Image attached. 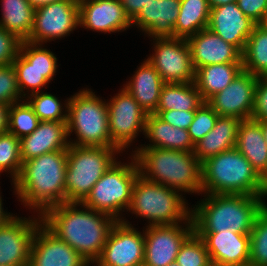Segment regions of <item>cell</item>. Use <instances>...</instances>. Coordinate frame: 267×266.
<instances>
[{"label": "cell", "instance_id": "1", "mask_svg": "<svg viewBox=\"0 0 267 266\" xmlns=\"http://www.w3.org/2000/svg\"><path fill=\"white\" fill-rule=\"evenodd\" d=\"M80 205L85 210L78 209ZM41 218L54 235L71 246L88 264H94L99 258L109 232L117 222L112 216L77 202L48 208Z\"/></svg>", "mask_w": 267, "mask_h": 266}, {"label": "cell", "instance_id": "2", "mask_svg": "<svg viewBox=\"0 0 267 266\" xmlns=\"http://www.w3.org/2000/svg\"><path fill=\"white\" fill-rule=\"evenodd\" d=\"M67 150H56L22 163L13 182L20 201L40 216L55 205L66 203ZM37 208V209H36Z\"/></svg>", "mask_w": 267, "mask_h": 266}, {"label": "cell", "instance_id": "3", "mask_svg": "<svg viewBox=\"0 0 267 266\" xmlns=\"http://www.w3.org/2000/svg\"><path fill=\"white\" fill-rule=\"evenodd\" d=\"M191 217L196 233L232 231L250 234L259 211L265 206L260 196L208 194Z\"/></svg>", "mask_w": 267, "mask_h": 266}, {"label": "cell", "instance_id": "4", "mask_svg": "<svg viewBox=\"0 0 267 266\" xmlns=\"http://www.w3.org/2000/svg\"><path fill=\"white\" fill-rule=\"evenodd\" d=\"M132 156L145 179L178 191L202 192V163L194 152L141 147Z\"/></svg>", "mask_w": 267, "mask_h": 266}, {"label": "cell", "instance_id": "5", "mask_svg": "<svg viewBox=\"0 0 267 266\" xmlns=\"http://www.w3.org/2000/svg\"><path fill=\"white\" fill-rule=\"evenodd\" d=\"M202 192L260 196V176L234 147L202 163Z\"/></svg>", "mask_w": 267, "mask_h": 266}, {"label": "cell", "instance_id": "6", "mask_svg": "<svg viewBox=\"0 0 267 266\" xmlns=\"http://www.w3.org/2000/svg\"><path fill=\"white\" fill-rule=\"evenodd\" d=\"M64 103L67 109V136L74 131L76 141L69 145L116 147L109 134L107 103L90 89L80 90Z\"/></svg>", "mask_w": 267, "mask_h": 266}, {"label": "cell", "instance_id": "7", "mask_svg": "<svg viewBox=\"0 0 267 266\" xmlns=\"http://www.w3.org/2000/svg\"><path fill=\"white\" fill-rule=\"evenodd\" d=\"M170 187L151 182L140 174L132 189L128 208L132 214L149 220V225H176L181 221H193L192 210L186 207L182 194Z\"/></svg>", "mask_w": 267, "mask_h": 266}, {"label": "cell", "instance_id": "8", "mask_svg": "<svg viewBox=\"0 0 267 266\" xmlns=\"http://www.w3.org/2000/svg\"><path fill=\"white\" fill-rule=\"evenodd\" d=\"M117 147L69 145L65 172L66 202L81 203L116 161ZM114 155V156H113Z\"/></svg>", "mask_w": 267, "mask_h": 266}, {"label": "cell", "instance_id": "9", "mask_svg": "<svg viewBox=\"0 0 267 266\" xmlns=\"http://www.w3.org/2000/svg\"><path fill=\"white\" fill-rule=\"evenodd\" d=\"M132 158L133 160L129 164L115 161L93 186L81 204L112 216L116 221H121L119 212L122 209L128 211L133 185L139 175L136 160L134 156Z\"/></svg>", "mask_w": 267, "mask_h": 266}, {"label": "cell", "instance_id": "10", "mask_svg": "<svg viewBox=\"0 0 267 266\" xmlns=\"http://www.w3.org/2000/svg\"><path fill=\"white\" fill-rule=\"evenodd\" d=\"M155 49L147 60L156 69L164 83L195 81L189 44L185 38H155Z\"/></svg>", "mask_w": 267, "mask_h": 266}, {"label": "cell", "instance_id": "11", "mask_svg": "<svg viewBox=\"0 0 267 266\" xmlns=\"http://www.w3.org/2000/svg\"><path fill=\"white\" fill-rule=\"evenodd\" d=\"M126 219L117 221L111 228L96 266H143L144 231L134 229Z\"/></svg>", "mask_w": 267, "mask_h": 266}, {"label": "cell", "instance_id": "12", "mask_svg": "<svg viewBox=\"0 0 267 266\" xmlns=\"http://www.w3.org/2000/svg\"><path fill=\"white\" fill-rule=\"evenodd\" d=\"M107 109L111 141L122 152L139 132H145L148 114L124 88L107 102Z\"/></svg>", "mask_w": 267, "mask_h": 266}, {"label": "cell", "instance_id": "13", "mask_svg": "<svg viewBox=\"0 0 267 266\" xmlns=\"http://www.w3.org/2000/svg\"><path fill=\"white\" fill-rule=\"evenodd\" d=\"M79 25V1L61 0L35 9L32 31L26 41L43 44L70 34Z\"/></svg>", "mask_w": 267, "mask_h": 266}, {"label": "cell", "instance_id": "14", "mask_svg": "<svg viewBox=\"0 0 267 266\" xmlns=\"http://www.w3.org/2000/svg\"><path fill=\"white\" fill-rule=\"evenodd\" d=\"M185 225V228L179 223L147 226L143 266H168L176 261L180 246L194 231L193 221H187Z\"/></svg>", "mask_w": 267, "mask_h": 266}, {"label": "cell", "instance_id": "15", "mask_svg": "<svg viewBox=\"0 0 267 266\" xmlns=\"http://www.w3.org/2000/svg\"><path fill=\"white\" fill-rule=\"evenodd\" d=\"M37 219L13 216L0 226V265H29L35 231L42 223L41 216Z\"/></svg>", "mask_w": 267, "mask_h": 266}, {"label": "cell", "instance_id": "16", "mask_svg": "<svg viewBox=\"0 0 267 266\" xmlns=\"http://www.w3.org/2000/svg\"><path fill=\"white\" fill-rule=\"evenodd\" d=\"M259 77L242 70L221 92L207 103L220 116H232L240 120L252 118L255 89Z\"/></svg>", "mask_w": 267, "mask_h": 266}, {"label": "cell", "instance_id": "17", "mask_svg": "<svg viewBox=\"0 0 267 266\" xmlns=\"http://www.w3.org/2000/svg\"><path fill=\"white\" fill-rule=\"evenodd\" d=\"M71 246L41 223L32 242L28 266H89Z\"/></svg>", "mask_w": 267, "mask_h": 266}, {"label": "cell", "instance_id": "18", "mask_svg": "<svg viewBox=\"0 0 267 266\" xmlns=\"http://www.w3.org/2000/svg\"><path fill=\"white\" fill-rule=\"evenodd\" d=\"M197 234L204 241L212 266H249L250 234L230 230Z\"/></svg>", "mask_w": 267, "mask_h": 266}, {"label": "cell", "instance_id": "19", "mask_svg": "<svg viewBox=\"0 0 267 266\" xmlns=\"http://www.w3.org/2000/svg\"><path fill=\"white\" fill-rule=\"evenodd\" d=\"M79 26L104 33L126 30L132 21L120 0H78Z\"/></svg>", "mask_w": 267, "mask_h": 266}, {"label": "cell", "instance_id": "20", "mask_svg": "<svg viewBox=\"0 0 267 266\" xmlns=\"http://www.w3.org/2000/svg\"><path fill=\"white\" fill-rule=\"evenodd\" d=\"M255 25L233 2L211 9L207 28L243 53Z\"/></svg>", "mask_w": 267, "mask_h": 266}, {"label": "cell", "instance_id": "21", "mask_svg": "<svg viewBox=\"0 0 267 266\" xmlns=\"http://www.w3.org/2000/svg\"><path fill=\"white\" fill-rule=\"evenodd\" d=\"M186 40L195 71L211 64L242 62V53L208 28L202 29Z\"/></svg>", "mask_w": 267, "mask_h": 266}, {"label": "cell", "instance_id": "22", "mask_svg": "<svg viewBox=\"0 0 267 266\" xmlns=\"http://www.w3.org/2000/svg\"><path fill=\"white\" fill-rule=\"evenodd\" d=\"M67 121H40L38 127L20 139L22 163L45 153L68 150Z\"/></svg>", "mask_w": 267, "mask_h": 266}, {"label": "cell", "instance_id": "23", "mask_svg": "<svg viewBox=\"0 0 267 266\" xmlns=\"http://www.w3.org/2000/svg\"><path fill=\"white\" fill-rule=\"evenodd\" d=\"M180 0H154L144 5L132 20L145 34L155 38H174Z\"/></svg>", "mask_w": 267, "mask_h": 266}, {"label": "cell", "instance_id": "24", "mask_svg": "<svg viewBox=\"0 0 267 266\" xmlns=\"http://www.w3.org/2000/svg\"><path fill=\"white\" fill-rule=\"evenodd\" d=\"M164 84L156 69L145 59L124 89L147 114H154Z\"/></svg>", "mask_w": 267, "mask_h": 266}, {"label": "cell", "instance_id": "25", "mask_svg": "<svg viewBox=\"0 0 267 266\" xmlns=\"http://www.w3.org/2000/svg\"><path fill=\"white\" fill-rule=\"evenodd\" d=\"M241 121L232 116H218L214 128L195 144L194 154L201 163L236 146Z\"/></svg>", "mask_w": 267, "mask_h": 266}, {"label": "cell", "instance_id": "26", "mask_svg": "<svg viewBox=\"0 0 267 266\" xmlns=\"http://www.w3.org/2000/svg\"><path fill=\"white\" fill-rule=\"evenodd\" d=\"M235 148L251 163L259 176L267 170V143L260 121L253 118L241 121Z\"/></svg>", "mask_w": 267, "mask_h": 266}, {"label": "cell", "instance_id": "27", "mask_svg": "<svg viewBox=\"0 0 267 266\" xmlns=\"http://www.w3.org/2000/svg\"><path fill=\"white\" fill-rule=\"evenodd\" d=\"M144 134L150 138L149 142L152 144L143 147L194 152L195 145L190 139L188 130L174 127L156 114L147 115Z\"/></svg>", "mask_w": 267, "mask_h": 266}, {"label": "cell", "instance_id": "28", "mask_svg": "<svg viewBox=\"0 0 267 266\" xmlns=\"http://www.w3.org/2000/svg\"><path fill=\"white\" fill-rule=\"evenodd\" d=\"M243 70L242 62L211 64L195 71V85L201 98L207 102L216 93L226 88Z\"/></svg>", "mask_w": 267, "mask_h": 266}, {"label": "cell", "instance_id": "29", "mask_svg": "<svg viewBox=\"0 0 267 266\" xmlns=\"http://www.w3.org/2000/svg\"><path fill=\"white\" fill-rule=\"evenodd\" d=\"M210 11L208 0H180L174 37L187 39L207 28Z\"/></svg>", "mask_w": 267, "mask_h": 266}, {"label": "cell", "instance_id": "30", "mask_svg": "<svg viewBox=\"0 0 267 266\" xmlns=\"http://www.w3.org/2000/svg\"><path fill=\"white\" fill-rule=\"evenodd\" d=\"M0 26L26 41L32 31L35 8L28 0H1Z\"/></svg>", "mask_w": 267, "mask_h": 266}, {"label": "cell", "instance_id": "31", "mask_svg": "<svg viewBox=\"0 0 267 266\" xmlns=\"http://www.w3.org/2000/svg\"><path fill=\"white\" fill-rule=\"evenodd\" d=\"M204 103L194 82L165 83L156 110L196 111Z\"/></svg>", "mask_w": 267, "mask_h": 266}, {"label": "cell", "instance_id": "32", "mask_svg": "<svg viewBox=\"0 0 267 266\" xmlns=\"http://www.w3.org/2000/svg\"><path fill=\"white\" fill-rule=\"evenodd\" d=\"M242 64L244 71L257 77H267V32L258 24L247 39Z\"/></svg>", "mask_w": 267, "mask_h": 266}, {"label": "cell", "instance_id": "33", "mask_svg": "<svg viewBox=\"0 0 267 266\" xmlns=\"http://www.w3.org/2000/svg\"><path fill=\"white\" fill-rule=\"evenodd\" d=\"M13 66L16 70L17 84L22 97L26 95L24 89L29 91L31 88V94L41 92L40 89L47 85L56 73V70L36 69L20 53L14 60Z\"/></svg>", "mask_w": 267, "mask_h": 266}, {"label": "cell", "instance_id": "34", "mask_svg": "<svg viewBox=\"0 0 267 266\" xmlns=\"http://www.w3.org/2000/svg\"><path fill=\"white\" fill-rule=\"evenodd\" d=\"M24 101L11 104L8 112V132L19 139L30 135L40 122L33 108Z\"/></svg>", "mask_w": 267, "mask_h": 266}, {"label": "cell", "instance_id": "35", "mask_svg": "<svg viewBox=\"0 0 267 266\" xmlns=\"http://www.w3.org/2000/svg\"><path fill=\"white\" fill-rule=\"evenodd\" d=\"M249 266H267V204L259 211L250 232Z\"/></svg>", "mask_w": 267, "mask_h": 266}, {"label": "cell", "instance_id": "36", "mask_svg": "<svg viewBox=\"0 0 267 266\" xmlns=\"http://www.w3.org/2000/svg\"><path fill=\"white\" fill-rule=\"evenodd\" d=\"M176 261L180 266H212L204 241L195 231L180 246Z\"/></svg>", "mask_w": 267, "mask_h": 266}, {"label": "cell", "instance_id": "37", "mask_svg": "<svg viewBox=\"0 0 267 266\" xmlns=\"http://www.w3.org/2000/svg\"><path fill=\"white\" fill-rule=\"evenodd\" d=\"M22 168L20 139L9 132L0 134V173H11L13 182Z\"/></svg>", "mask_w": 267, "mask_h": 266}, {"label": "cell", "instance_id": "38", "mask_svg": "<svg viewBox=\"0 0 267 266\" xmlns=\"http://www.w3.org/2000/svg\"><path fill=\"white\" fill-rule=\"evenodd\" d=\"M29 95L30 100H26L40 121H67V110H65L64 114L61 102L54 95L46 92Z\"/></svg>", "mask_w": 267, "mask_h": 266}, {"label": "cell", "instance_id": "39", "mask_svg": "<svg viewBox=\"0 0 267 266\" xmlns=\"http://www.w3.org/2000/svg\"><path fill=\"white\" fill-rule=\"evenodd\" d=\"M218 116L207 102L199 106L195 111L193 121L187 129L194 145L214 128Z\"/></svg>", "mask_w": 267, "mask_h": 266}, {"label": "cell", "instance_id": "40", "mask_svg": "<svg viewBox=\"0 0 267 266\" xmlns=\"http://www.w3.org/2000/svg\"><path fill=\"white\" fill-rule=\"evenodd\" d=\"M39 45V46H38ZM22 41L19 53L38 70H57V58L42 44Z\"/></svg>", "mask_w": 267, "mask_h": 266}, {"label": "cell", "instance_id": "41", "mask_svg": "<svg viewBox=\"0 0 267 266\" xmlns=\"http://www.w3.org/2000/svg\"><path fill=\"white\" fill-rule=\"evenodd\" d=\"M21 98L15 67L13 64L0 66V103L11 105Z\"/></svg>", "mask_w": 267, "mask_h": 266}, {"label": "cell", "instance_id": "42", "mask_svg": "<svg viewBox=\"0 0 267 266\" xmlns=\"http://www.w3.org/2000/svg\"><path fill=\"white\" fill-rule=\"evenodd\" d=\"M21 43L22 40L16 35L0 26V66L13 64Z\"/></svg>", "mask_w": 267, "mask_h": 266}, {"label": "cell", "instance_id": "43", "mask_svg": "<svg viewBox=\"0 0 267 266\" xmlns=\"http://www.w3.org/2000/svg\"><path fill=\"white\" fill-rule=\"evenodd\" d=\"M164 122L174 127L188 129L194 119L195 111L182 110H156L154 113Z\"/></svg>", "mask_w": 267, "mask_h": 266}, {"label": "cell", "instance_id": "44", "mask_svg": "<svg viewBox=\"0 0 267 266\" xmlns=\"http://www.w3.org/2000/svg\"><path fill=\"white\" fill-rule=\"evenodd\" d=\"M252 118L267 120V77H259L255 89V102Z\"/></svg>", "mask_w": 267, "mask_h": 266}, {"label": "cell", "instance_id": "45", "mask_svg": "<svg viewBox=\"0 0 267 266\" xmlns=\"http://www.w3.org/2000/svg\"><path fill=\"white\" fill-rule=\"evenodd\" d=\"M236 3L244 15L256 24L267 13V0H237Z\"/></svg>", "mask_w": 267, "mask_h": 266}, {"label": "cell", "instance_id": "46", "mask_svg": "<svg viewBox=\"0 0 267 266\" xmlns=\"http://www.w3.org/2000/svg\"><path fill=\"white\" fill-rule=\"evenodd\" d=\"M154 0H120L126 15L132 21L144 7Z\"/></svg>", "mask_w": 267, "mask_h": 266}, {"label": "cell", "instance_id": "47", "mask_svg": "<svg viewBox=\"0 0 267 266\" xmlns=\"http://www.w3.org/2000/svg\"><path fill=\"white\" fill-rule=\"evenodd\" d=\"M10 105L0 103V134L8 132V112Z\"/></svg>", "mask_w": 267, "mask_h": 266}, {"label": "cell", "instance_id": "48", "mask_svg": "<svg viewBox=\"0 0 267 266\" xmlns=\"http://www.w3.org/2000/svg\"><path fill=\"white\" fill-rule=\"evenodd\" d=\"M267 196V170L260 176V197Z\"/></svg>", "mask_w": 267, "mask_h": 266}, {"label": "cell", "instance_id": "49", "mask_svg": "<svg viewBox=\"0 0 267 266\" xmlns=\"http://www.w3.org/2000/svg\"><path fill=\"white\" fill-rule=\"evenodd\" d=\"M1 198L2 197L0 195V226L5 224L10 218L13 217L10 213L8 214L5 211H3L4 208H2V199Z\"/></svg>", "mask_w": 267, "mask_h": 266}, {"label": "cell", "instance_id": "50", "mask_svg": "<svg viewBox=\"0 0 267 266\" xmlns=\"http://www.w3.org/2000/svg\"><path fill=\"white\" fill-rule=\"evenodd\" d=\"M30 2V4L35 8H39V7H42V6H45L46 4H50V3H53V2H58V1H61V0H28Z\"/></svg>", "mask_w": 267, "mask_h": 266}, {"label": "cell", "instance_id": "51", "mask_svg": "<svg viewBox=\"0 0 267 266\" xmlns=\"http://www.w3.org/2000/svg\"><path fill=\"white\" fill-rule=\"evenodd\" d=\"M211 9L216 8L221 5L237 2V0H208Z\"/></svg>", "mask_w": 267, "mask_h": 266}, {"label": "cell", "instance_id": "52", "mask_svg": "<svg viewBox=\"0 0 267 266\" xmlns=\"http://www.w3.org/2000/svg\"><path fill=\"white\" fill-rule=\"evenodd\" d=\"M260 125L262 128L263 136H264L265 141L267 143V120H260Z\"/></svg>", "mask_w": 267, "mask_h": 266}, {"label": "cell", "instance_id": "53", "mask_svg": "<svg viewBox=\"0 0 267 266\" xmlns=\"http://www.w3.org/2000/svg\"><path fill=\"white\" fill-rule=\"evenodd\" d=\"M258 25L267 32V13L263 16L262 20L258 23Z\"/></svg>", "mask_w": 267, "mask_h": 266}, {"label": "cell", "instance_id": "54", "mask_svg": "<svg viewBox=\"0 0 267 266\" xmlns=\"http://www.w3.org/2000/svg\"><path fill=\"white\" fill-rule=\"evenodd\" d=\"M168 266H180L177 261L171 262Z\"/></svg>", "mask_w": 267, "mask_h": 266}]
</instances>
